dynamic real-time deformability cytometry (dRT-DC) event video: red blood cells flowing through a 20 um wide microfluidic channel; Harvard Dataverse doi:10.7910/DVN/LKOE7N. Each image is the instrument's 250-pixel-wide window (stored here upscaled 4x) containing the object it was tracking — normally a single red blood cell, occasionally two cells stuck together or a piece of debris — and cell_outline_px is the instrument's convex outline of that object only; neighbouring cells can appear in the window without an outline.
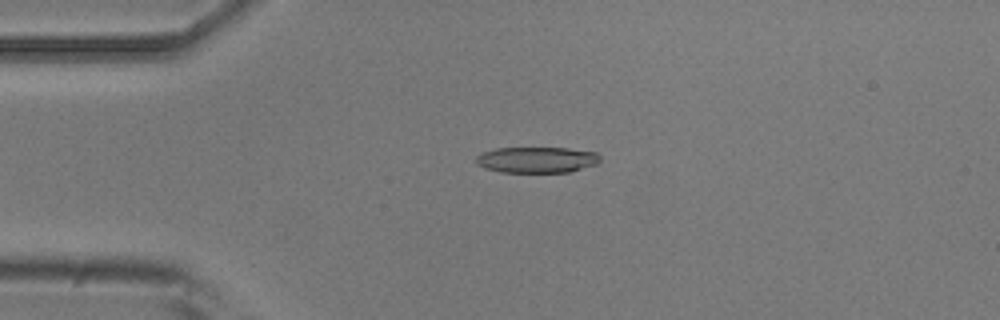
{"species": "common noctule bat (a hibernating species)", "species_latin": "Nyctalus noctula", "temperature_condition": "room temperature", "stored_images_in_passage": 5, "camera_frame_rate_fps": 3000, "um_per_image_px": 0.085, "animal": {"sex": "male", "body_mass_g": 20.5, "forearm_length_mm": 52.5}, "frame": {"image": 1, "passage_image": 4, "time_ms": 3.667, "image_size_px": [1000, 320], "cell_outline_px": [[600, 160], [596, 164], [568, 172], [500, 172], [484, 168], [476, 164], [476, 156], [484, 152], [496, 148], [568, 148], [596, 152], [600, 156]], "centroid_in_image_um": [45.61, 13.58], "position_along_channel_um": 39.4, "area_um2": 18.73}}